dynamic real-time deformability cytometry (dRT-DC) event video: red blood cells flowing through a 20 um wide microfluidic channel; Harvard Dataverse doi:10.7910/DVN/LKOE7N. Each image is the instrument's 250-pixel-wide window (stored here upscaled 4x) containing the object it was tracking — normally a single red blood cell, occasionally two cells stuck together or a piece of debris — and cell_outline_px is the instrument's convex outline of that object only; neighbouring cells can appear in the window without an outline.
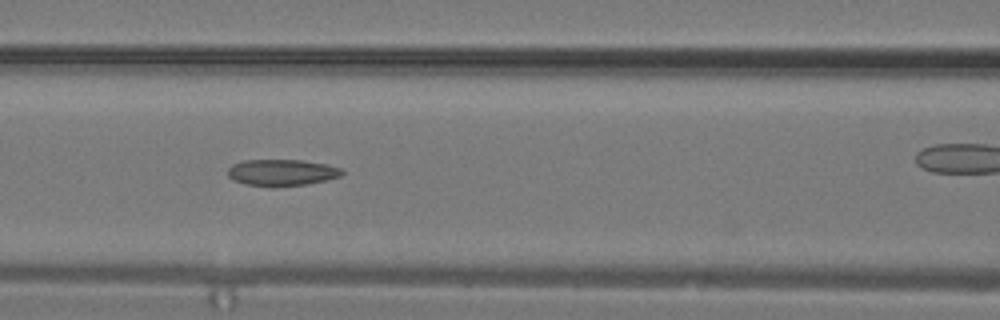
{"species": "common noctule bat (a hibernating species)", "species_latin": "Nyctalus noctula", "temperature_condition": "warm", "stored_images_in_passage": 30, "camera_frame_rate_fps": 3000, "um_per_image_px": 0.085, "animal": {"sex": "male", "body_mass_g": 19.2, "forearm_length_mm": 51.8}, "frame": {"image": 1, "passage_image": 13, "time_ms": 4.0, "image_size_px": [1000, 320], "cell_outline_px": [[344, 172], [340, 176], [328, 180], [308, 184], [272, 188], [244, 184], [232, 180], [228, 176], [228, 168], [232, 164], [244, 160], [300, 160], [324, 164], [344, 168]], "centroid_in_image_um": [23.94, 14.69], "position_along_channel_um": 142.7, "area_um2": 18.03}}
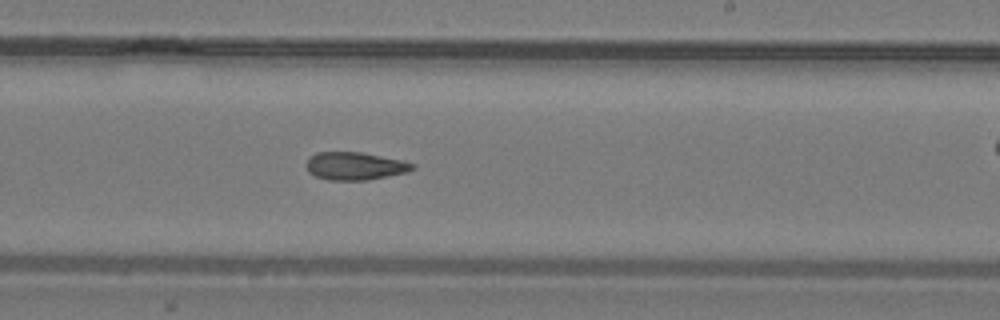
{"frame": {"image": 2, "passage_image": 18, "time_ms": 5.667, "image_size_px": [1000, 320], "cell_outline_px": [[416, 168], [408, 172], [368, 180], [328, 180], [316, 176], [308, 172], [304, 164], [308, 156], [316, 152], [360, 152], [404, 160], [416, 164]], "centroid_in_image_um": [30.16, 14.1], "position_along_channel_um": 258.8, "area_um2": 17.57}}